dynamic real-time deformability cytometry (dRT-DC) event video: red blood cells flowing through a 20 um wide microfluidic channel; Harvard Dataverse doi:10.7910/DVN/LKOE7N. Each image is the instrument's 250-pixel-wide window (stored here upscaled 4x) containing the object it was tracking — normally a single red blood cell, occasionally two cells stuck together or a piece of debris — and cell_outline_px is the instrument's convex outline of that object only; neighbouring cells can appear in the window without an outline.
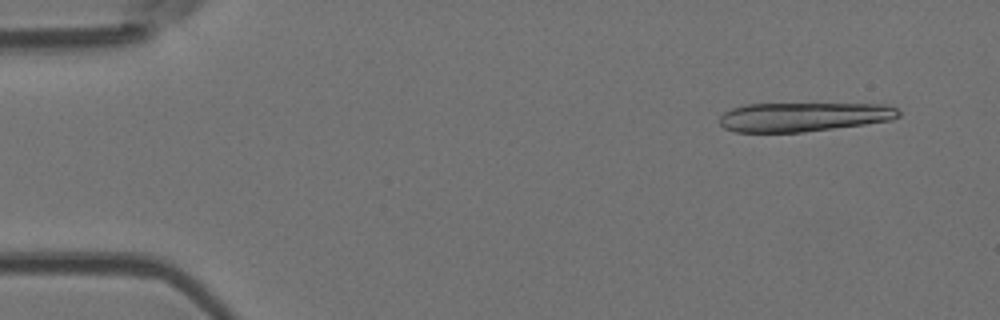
{"species": "Egyptian fruit bat (a non-hibernating species)", "species_latin": "Rousettus aegyptiacus", "temperature_condition": "room temperature", "stored_images_in_passage": 4, "camera_frame_rate_fps": 3000, "um_per_image_px": 0.085, "animal": {"sex": "female"}, "frame": {"image": 1, "passage_image": 1, "time_ms": 0.0, "image_size_px": [1000, 320], "cell_outline_px": [[900, 116], [892, 120], [864, 124], [804, 132], [736, 132], [724, 128], [720, 124], [720, 116], [724, 112], [732, 108], [744, 104], [888, 104], [896, 108], [900, 112]], "centroid_in_image_um": [68.3, 9.93], "position_along_channel_um": 16.7, "area_um2": 30.4}}